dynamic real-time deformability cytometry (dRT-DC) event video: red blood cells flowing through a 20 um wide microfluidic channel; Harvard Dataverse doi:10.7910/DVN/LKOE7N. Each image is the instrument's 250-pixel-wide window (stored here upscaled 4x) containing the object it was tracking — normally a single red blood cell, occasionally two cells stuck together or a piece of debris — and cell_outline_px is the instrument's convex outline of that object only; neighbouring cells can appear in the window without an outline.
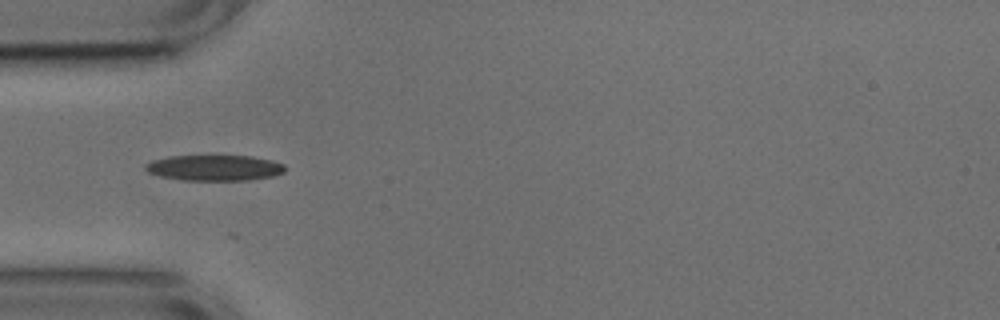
{"species": "common noctule bat (a hibernating species)", "species_latin": "Nyctalus noctula", "temperature_condition": "cold", "stored_images_in_passage": 9, "camera_frame_rate_fps": 3000, "um_per_image_px": 0.085, "animal": {"sex": "male", "body_mass_g": 17.9, "forearm_length_mm": 54.2}, "frame": {"image": 1, "passage_image": 3, "time_ms": 0.667, "image_size_px": [1000, 320], "cell_outline_px": [[284, 172], [272, 176], [248, 180], [184, 180], [160, 176], [148, 172], [144, 168], [144, 164], [152, 160], [168, 156], [252, 156], [272, 160], [284, 164]], "centroid_in_image_um": [18.21, 14.26], "position_along_channel_um": 66.8, "area_um2": 20.87}}